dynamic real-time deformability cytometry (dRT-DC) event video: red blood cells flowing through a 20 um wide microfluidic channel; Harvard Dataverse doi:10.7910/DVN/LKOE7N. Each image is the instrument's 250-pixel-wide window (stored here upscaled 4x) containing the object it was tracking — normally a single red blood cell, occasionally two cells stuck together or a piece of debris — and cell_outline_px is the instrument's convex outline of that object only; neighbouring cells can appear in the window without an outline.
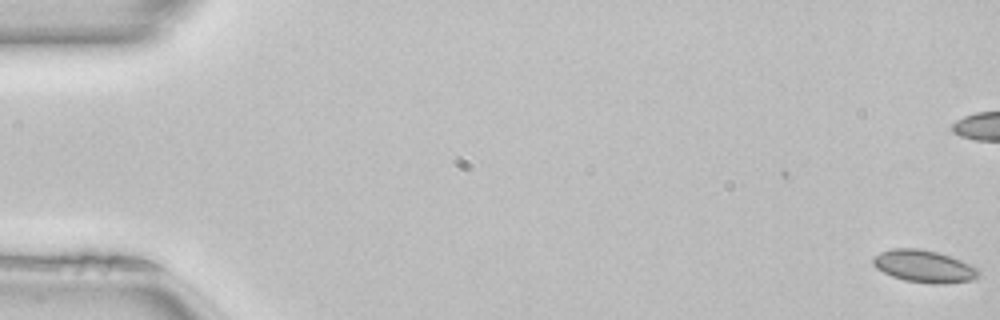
{"species": "common noctule bat (a hibernating species)", "species_latin": "Nyctalus noctula", "temperature_condition": "room temperature", "stored_images_in_passage": 48, "camera_frame_rate_fps": 3000, "um_per_image_px": 0.085, "animal": {"sex": "female", "body_mass_g": 22.7, "forearm_length_mm": 54.2}, "frame": {"image": 1, "passage_image": 1, "time_ms": 0.0, "image_size_px": [1000, 320], "cell_outline_px": [[980, 272], [972, 280], [944, 284], [932, 284], [904, 280], [892, 276], [876, 268], [872, 264], [872, 256], [880, 252], [892, 248], [920, 248], [952, 256], [980, 268]], "centroid_in_image_um": [78.54, 22.63], "position_along_channel_um": 6.5, "area_um2": 20.11}, "authors_computed_cell_mechanics": {"area_um2": 18.3804, "velocity_mm_per_s": 4.0667, "shape_relaxation_time_tau1_ms": 3.1794, "shape_relaxation_time_tau2_ms": 5.471, "deformation_change_tau1": 0.0542, "deformation_change_tau2": 0.0665}}